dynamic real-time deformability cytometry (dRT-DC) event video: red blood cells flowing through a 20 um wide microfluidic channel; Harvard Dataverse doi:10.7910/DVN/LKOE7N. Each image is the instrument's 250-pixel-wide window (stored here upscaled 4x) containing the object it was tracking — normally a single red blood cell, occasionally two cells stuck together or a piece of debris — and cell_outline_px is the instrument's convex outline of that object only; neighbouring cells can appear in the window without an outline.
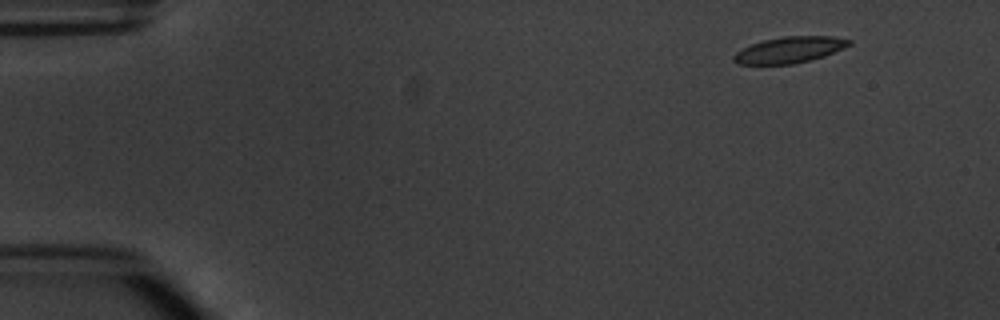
{"species": "common noctule bat (a hibernating species)", "species_latin": "Nyctalus noctula", "temperature_condition": "warm", "stored_images_in_passage": 6, "camera_frame_rate_fps": 3000, "um_per_image_px": 0.085, "animal": {"sex": "male", "body_mass_g": 20.1, "forearm_length_mm": 53.5}, "frame": {"image": 1, "passage_image": 2, "time_ms": 1.333, "image_size_px": [1000, 320], "cell_outline_px": [[852, 44], [844, 48], [824, 56], [792, 64], [736, 64], [732, 60], [732, 56], [736, 52], [752, 44], [764, 40], [784, 36], [832, 36], [852, 40]], "centroid_in_image_um": [67.11, 4.23], "position_along_channel_um": 17.9, "area_um2": 17.51}}
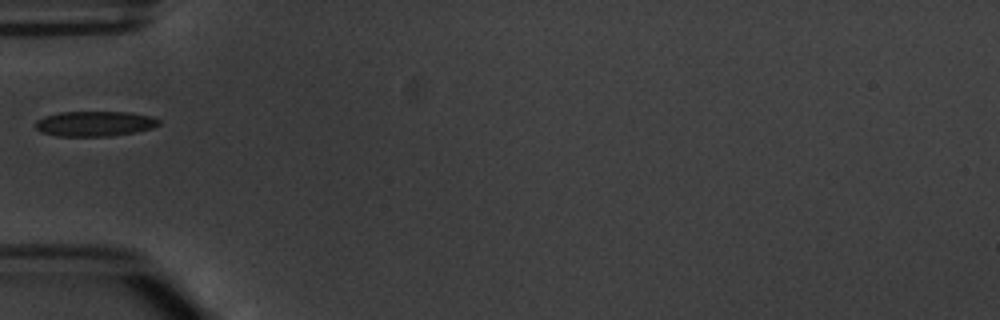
{"frame": {"image": 2, "passage_image": 5, "time_ms": 5.667, "image_size_px": [1000, 320], "cell_outline_px": [[160, 124], [152, 128], [136, 132], [112, 136], [56, 136], [40, 132], [32, 124], [36, 120], [44, 116], [60, 112], [128, 112], [152, 116], [160, 120]], "centroid_in_image_um": [8.02, 10.51], "position_along_channel_um": 77.0, "area_um2": 18.32}}